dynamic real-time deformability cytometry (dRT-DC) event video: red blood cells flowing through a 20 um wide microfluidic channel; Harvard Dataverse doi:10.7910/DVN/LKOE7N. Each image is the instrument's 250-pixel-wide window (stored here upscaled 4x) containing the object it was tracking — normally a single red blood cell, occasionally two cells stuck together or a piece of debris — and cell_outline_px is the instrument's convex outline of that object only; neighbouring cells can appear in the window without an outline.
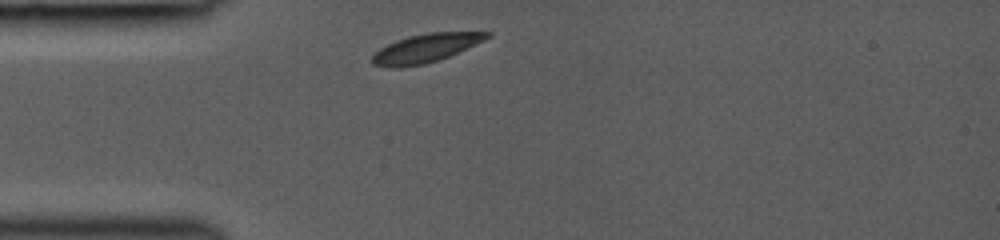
{"species": "common noctule bat (a hibernating species)", "species_latin": "Nyctalus noctula", "temperature_condition": "room temperature", "stored_images_in_passage": 11, "camera_frame_rate_fps": 3000, "um_per_image_px": 0.085, "animal": {"sex": "female", "body_mass_g": 19.0, "forearm_length_mm": 53.3}, "frame": {"image": 1, "passage_image": 1, "time_ms": 0.0, "image_size_px": [1000, 240], "cell_outline_px": [[492, 36], [476, 44], [448, 56], [424, 64], [400, 68], [392, 68], [372, 64], [372, 56], [380, 48], [396, 40], [408, 36], [428, 32], [492, 32]], "centroid_in_image_um": [36.17, 4.09], "position_along_channel_um": 48.8, "area_um2": 18.96}}
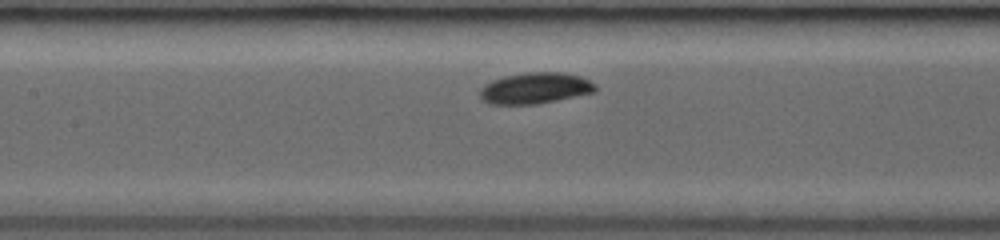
{"frame": {"image": 2, "passage_image": 7, "time_ms": 3.0, "image_size_px": [1000, 240], "cell_outline_px": [[596, 92], [536, 104], [492, 104], [484, 100], [480, 96], [480, 88], [484, 84], [492, 80], [504, 76], [528, 72], [564, 72], [580, 76], [596, 84]], "centroid_in_image_um": [45.5, 7.48], "position_along_channel_um": 161.9, "area_um2": 20.92}}
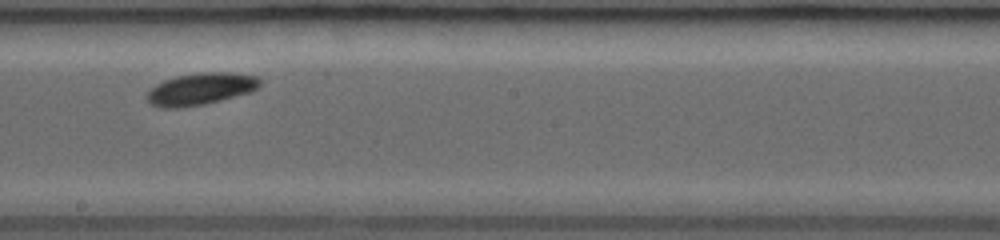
{"frame": {"image": 3, "passage_image": 10, "time_ms": 4.667, "image_size_px": [1000, 240], "cell_outline_px": [[260, 84], [252, 92], [204, 104], [176, 108], [160, 108], [152, 104], [144, 96], [156, 84], [164, 80], [176, 76], [200, 72], [232, 72], [260, 76]], "centroid_in_image_um": [17.07, 7.55], "position_along_channel_um": 231.1, "area_um2": 21.15}}